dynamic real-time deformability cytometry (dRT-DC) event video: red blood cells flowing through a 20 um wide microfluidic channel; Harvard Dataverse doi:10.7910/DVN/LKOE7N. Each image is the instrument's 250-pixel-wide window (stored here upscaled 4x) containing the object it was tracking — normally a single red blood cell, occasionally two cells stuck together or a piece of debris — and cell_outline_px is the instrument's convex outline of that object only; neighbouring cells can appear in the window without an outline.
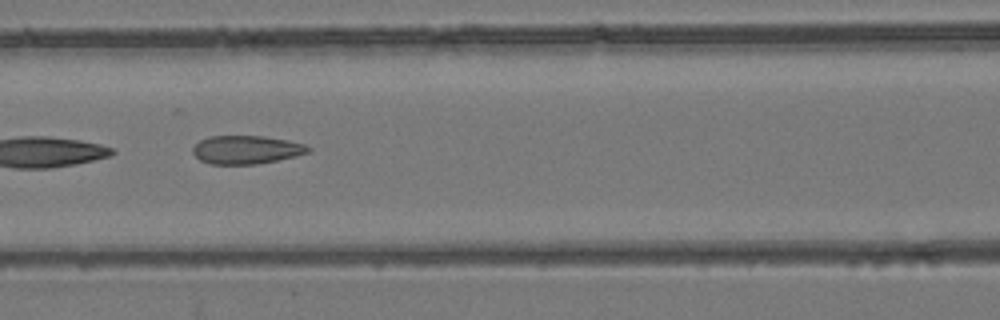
{"species": "common noctule bat (a hibernating species)", "species_latin": "Nyctalus noctula", "temperature_condition": "room temperature", "stored_images_in_passage": 7, "camera_frame_rate_fps": 3000, "um_per_image_px": 0.085, "animal": {"sex": "female", "body_mass_g": 24.6, "forearm_length_mm": 56.2}, "frame": {"image": 1, "passage_image": 5, "time_ms": 7.667, "image_size_px": [1000, 320], "cell_outline_px": [[312, 148], [308, 152], [296, 156], [256, 164], [212, 164], [200, 160], [192, 152], [192, 148], [200, 140], [208, 136], [264, 136], [288, 140], [304, 144]], "centroid_in_image_um": [20.93, 12.72], "position_along_channel_um": 145.7, "area_um2": 19.02}}
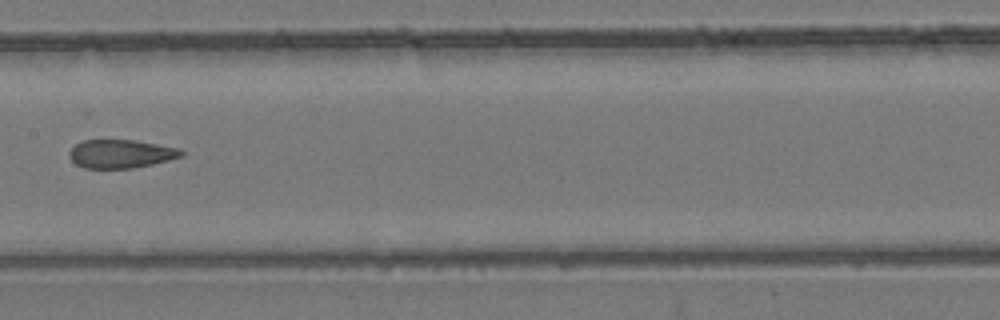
{"frame": {"image": 2, "passage_image": 6, "time_ms": 9.0, "image_size_px": [1000, 320], "cell_outline_px": [[184, 156], [152, 164], [132, 168], [84, 168], [76, 164], [68, 156], [68, 152], [76, 144], [84, 140], [132, 140], [180, 148], [184, 152]], "centroid_in_image_um": [10.27, 13.08], "position_along_channel_um": 197.1, "area_um2": 18.5}}
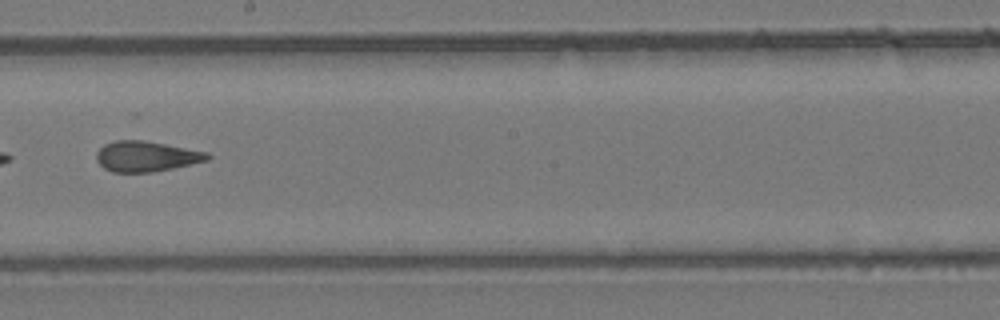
{"frame": {"image": 3, "passage_image": 7, "time_ms": 10.0, "image_size_px": [1000, 320], "cell_outline_px": [[212, 156], [208, 160], [172, 168], [152, 172], [112, 172], [104, 168], [96, 160], [96, 152], [104, 144], [116, 140], [144, 140], [208, 152]], "centroid_in_image_um": [12.41, 13.28], "position_along_channel_um": 235.8, "area_um2": 19.65}}